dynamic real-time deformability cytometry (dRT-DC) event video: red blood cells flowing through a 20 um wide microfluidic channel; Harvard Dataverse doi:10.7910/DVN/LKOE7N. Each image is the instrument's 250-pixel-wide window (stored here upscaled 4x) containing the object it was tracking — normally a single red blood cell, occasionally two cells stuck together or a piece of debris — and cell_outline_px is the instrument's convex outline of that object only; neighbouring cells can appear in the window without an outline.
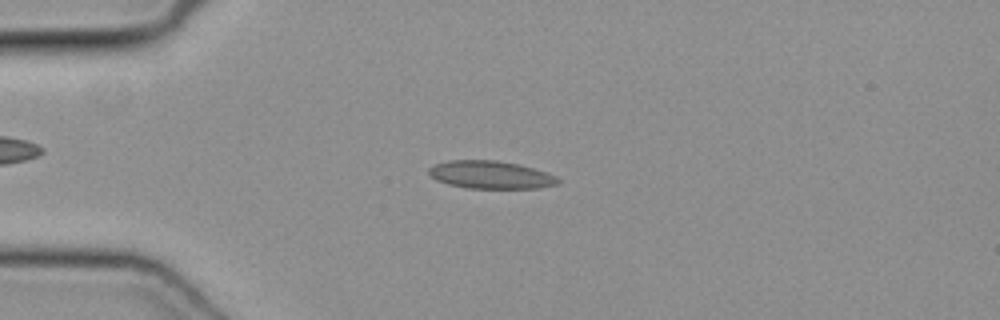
{"species": "common noctule bat (a hibernating species)", "species_latin": "Nyctalus noctula", "temperature_condition": "cold", "stored_images_in_passage": 50, "camera_frame_rate_fps": 3000, "um_per_image_px": 0.085, "animal": {"sex": "female", "body_mass_g": 19.3, "forearm_length_mm": 54.1}, "frame": {"image": 1, "passage_image": 13, "time_ms": 4.0, "image_size_px": [1000, 320], "cell_outline_px": [[560, 184], [536, 188], [468, 188], [448, 184], [436, 180], [428, 172], [428, 168], [432, 164], [448, 160], [496, 160], [516, 164], [532, 168], [556, 176], [560, 180]], "centroid_in_image_um": [41.66, 14.85], "position_along_channel_um": 43.3, "area_um2": 20.87}}
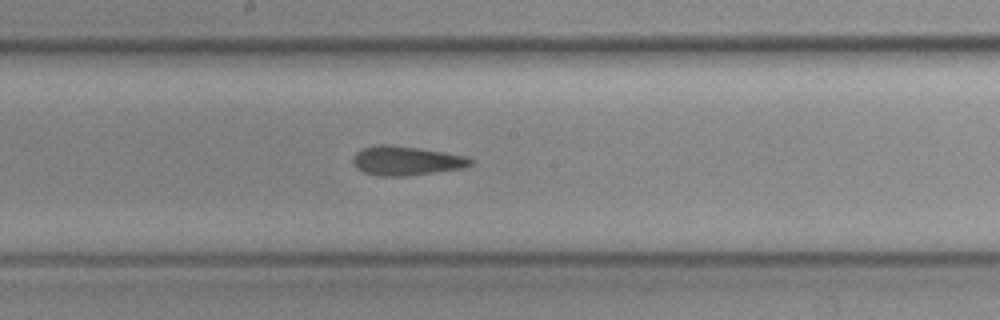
{"frame": {"image": 2, "passage_image": 27, "time_ms": 8.667, "image_size_px": [1000, 320], "cell_outline_px": [[476, 164], [464, 168], [404, 176], [376, 176], [364, 172], [356, 168], [352, 164], [352, 156], [356, 152], [364, 148], [376, 144], [388, 144], [444, 152], [464, 156], [472, 160]], "centroid_in_image_um": [34.49, 13.67], "position_along_channel_um": 213.7, "area_um2": 20.06}}
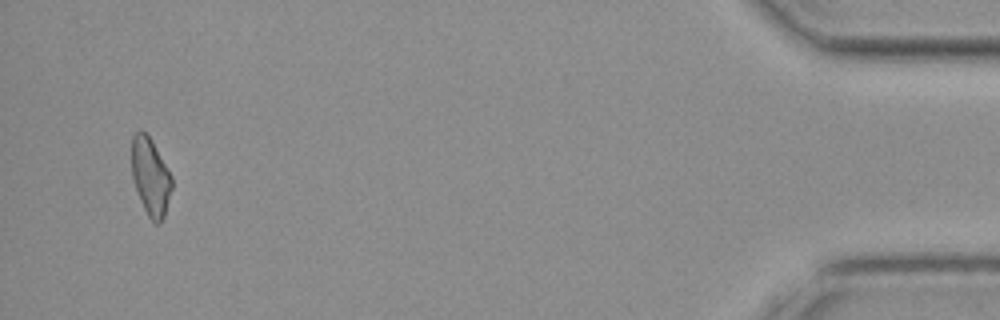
{"frame": {"image": 3, "passage_image": 48, "time_ms": 15.667, "image_size_px": [1000, 320], "cell_outline_px": [[172, 188], [164, 216], [160, 224], [156, 224], [148, 216], [140, 200], [132, 176], [132, 136], [140, 128], [152, 140], [172, 176]], "centroid_in_image_um": [12.8, 15.01], "position_along_channel_um": 422.4, "area_um2": 18.03}}